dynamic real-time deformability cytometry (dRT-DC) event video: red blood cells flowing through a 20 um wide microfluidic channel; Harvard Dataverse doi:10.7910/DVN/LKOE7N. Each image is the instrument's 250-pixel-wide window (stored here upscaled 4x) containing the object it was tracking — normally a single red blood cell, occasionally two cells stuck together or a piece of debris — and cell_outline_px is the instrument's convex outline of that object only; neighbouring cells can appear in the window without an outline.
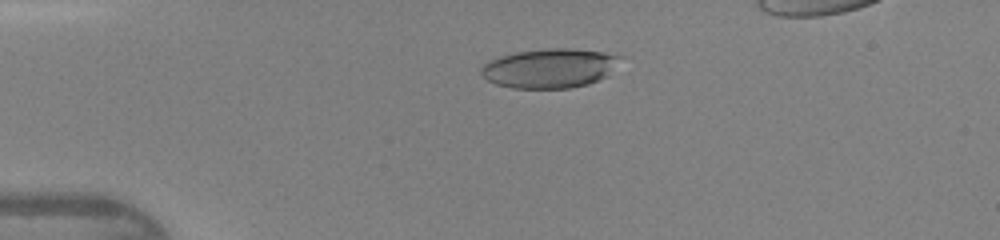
{"species": "human", "species_latin": "Homo sapiens", "temperature_condition": "warm", "stored_images_in_passage": 44, "camera_frame_rate_fps": 3000, "um_per_image_px": 0.085, "donor": {"sex": "female"}, "frame": {"image": 1, "passage_image": 11, "time_ms": 3.333, "image_size_px": [1000, 240], "cell_outline_px": [[624, 56], [608, 76], [588, 84], [568, 88], [512, 88], [496, 84], [488, 80], [480, 72], [480, 68], [488, 60], [500, 56], [516, 52], [548, 48], [572, 48], [604, 52]], "centroid_in_image_um": [46.74, 5.79], "position_along_channel_um": 38.3, "area_um2": 32.08}}
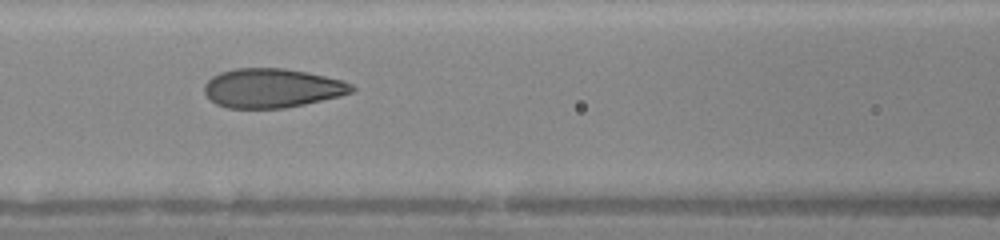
{"frame": {"image": 2, "passage_image": 21, "time_ms": 6.667, "image_size_px": [1000, 240], "cell_outline_px": [[356, 88], [352, 92], [340, 96], [304, 104], [284, 108], [228, 108], [216, 104], [204, 92], [204, 84], [212, 76], [220, 72], [236, 68], [284, 68], [308, 72], [344, 80], [352, 84]], "centroid_in_image_um": [23.14, 7.48], "position_along_channel_um": 143.5, "area_um2": 33.76}}
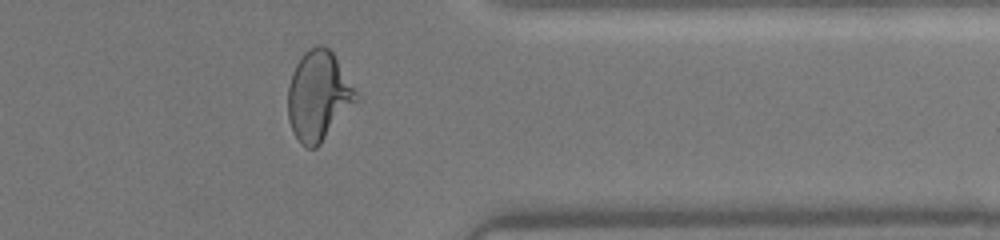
{"frame": {"image": 3, "passage_image": 38, "time_ms": 12.333, "image_size_px": [1000, 240], "cell_outline_px": [[360, 100], [320, 144], [316, 148], [308, 148], [300, 144], [292, 132], [288, 120], [288, 84], [292, 72], [300, 56], [308, 48], [320, 44], [324, 44], [332, 52], [360, 96]], "centroid_in_image_um": [27.07, 8.16], "position_along_channel_um": 384.3, "area_um2": 36.13}}